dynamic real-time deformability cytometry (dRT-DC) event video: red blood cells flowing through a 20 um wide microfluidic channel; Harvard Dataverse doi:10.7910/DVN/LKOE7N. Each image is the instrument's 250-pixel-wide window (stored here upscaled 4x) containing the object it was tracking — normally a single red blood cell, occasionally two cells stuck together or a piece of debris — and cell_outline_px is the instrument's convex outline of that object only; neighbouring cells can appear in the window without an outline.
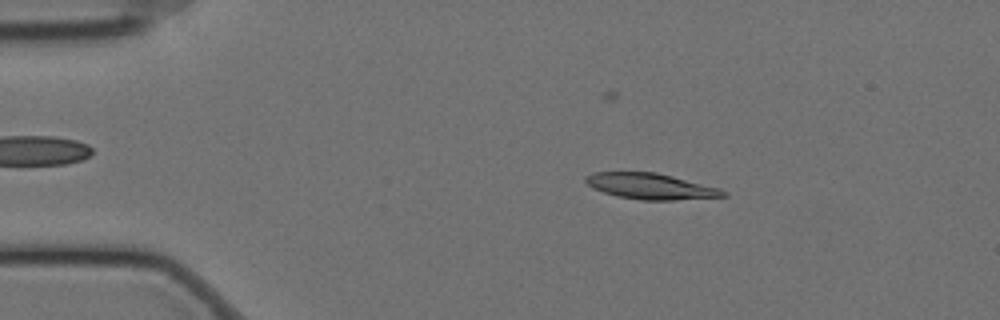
{"species": "Egyptian fruit bat (a non-hibernating species)", "species_latin": "Rousettus aegyptiacus", "temperature_condition": "cold", "stored_images_in_passage": 57, "camera_frame_rate_fps": 3000, "um_per_image_px": 0.085, "animal": {"sex": "female"}, "frame": {"image": 1, "passage_image": 9, "time_ms": 2.667, "image_size_px": [1000, 320], "cell_outline_px": [[728, 196], [676, 200], [640, 200], [616, 196], [592, 188], [584, 180], [584, 176], [592, 172], [656, 172], [720, 188], [728, 192]], "centroid_in_image_um": [55.3, 15.83], "position_along_channel_um": 29.7, "area_um2": 20.87}}
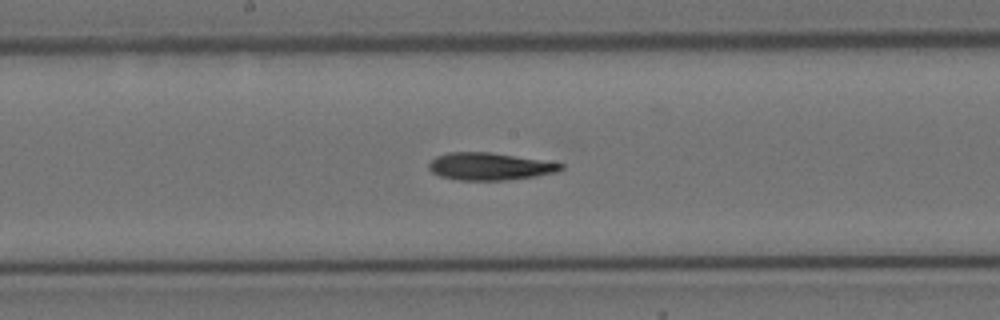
{"frame": {"image": 2, "passage_image": 29, "time_ms": 9.333, "image_size_px": [1000, 320], "cell_outline_px": [[564, 168], [556, 172], [536, 176], [504, 180], [456, 180], [440, 176], [432, 172], [428, 168], [428, 164], [436, 156], [448, 152], [492, 152], [564, 164]], "centroid_in_image_um": [41.59, 14.14], "position_along_channel_um": 206.6, "area_um2": 20.98}}
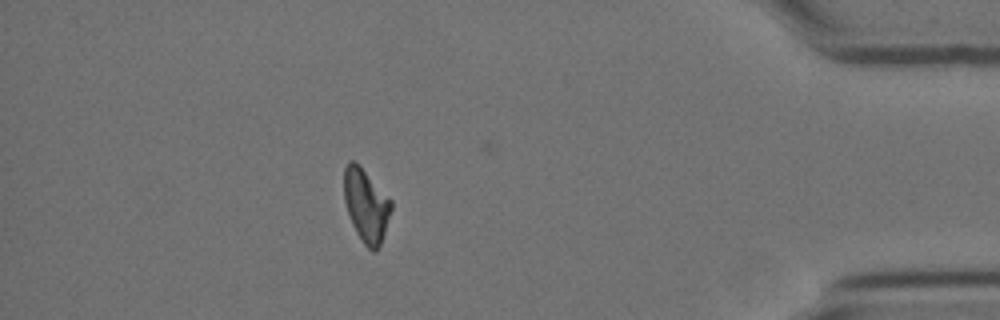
{"frame": {"image": 3, "passage_image": 50, "time_ms": 16.333, "image_size_px": [1000, 320], "cell_outline_px": [[392, 208], [380, 244], [376, 252], [372, 252], [364, 244], [356, 232], [352, 224], [344, 200], [344, 168], [348, 160], [352, 160], [392, 200]], "centroid_in_image_um": [31.11, 17.49], "position_along_channel_um": 404.1, "area_um2": 19.59}}